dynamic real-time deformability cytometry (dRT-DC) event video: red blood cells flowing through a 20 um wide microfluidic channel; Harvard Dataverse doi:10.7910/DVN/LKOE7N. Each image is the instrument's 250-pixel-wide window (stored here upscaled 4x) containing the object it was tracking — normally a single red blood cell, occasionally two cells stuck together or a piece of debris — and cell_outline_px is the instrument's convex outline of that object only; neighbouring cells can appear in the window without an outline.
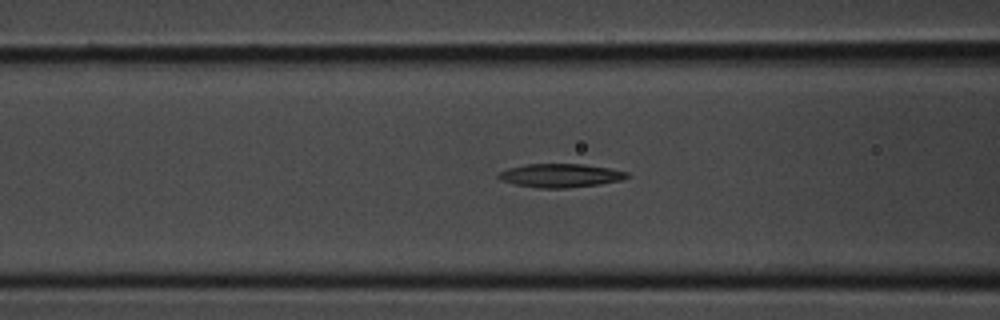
{"species": "common noctule bat (a hibernating species)", "species_latin": "Nyctalus noctula", "temperature_condition": "room temperature", "stored_images_in_passage": 28, "camera_frame_rate_fps": 3000, "um_per_image_px": 0.085, "animal": {"sex": "male", "body_mass_g": 20.1, "forearm_length_mm": 53.5}, "frame": {"image": 1, "passage_image": 5, "time_ms": 1.333, "image_size_px": [1000, 320], "cell_outline_px": [[632, 176], [620, 180], [600, 184], [568, 188], [540, 188], [516, 184], [500, 180], [496, 176], [500, 172], [508, 168], [524, 164], [584, 164], [608, 168], [628, 172]], "centroid_in_image_um": [47.64, 14.91], "position_along_channel_um": 119.0, "area_um2": 17.69}}
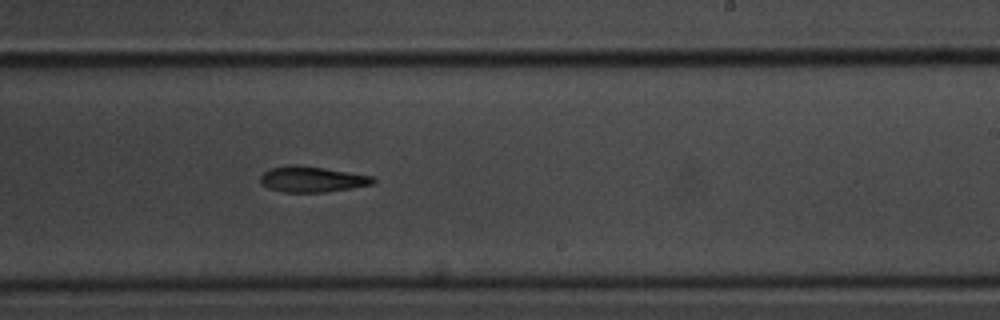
{"frame": {"image": 2, "passage_image": 13, "time_ms": 4.0, "image_size_px": [1000, 320], "cell_outline_px": [[376, 180], [372, 184], [324, 192], [284, 192], [268, 188], [260, 184], [260, 176], [264, 172], [272, 168], [288, 164], [296, 164], [324, 168], [372, 176]], "centroid_in_image_um": [26.46, 15.23], "position_along_channel_um": 262.5, "area_um2": 16.76}}
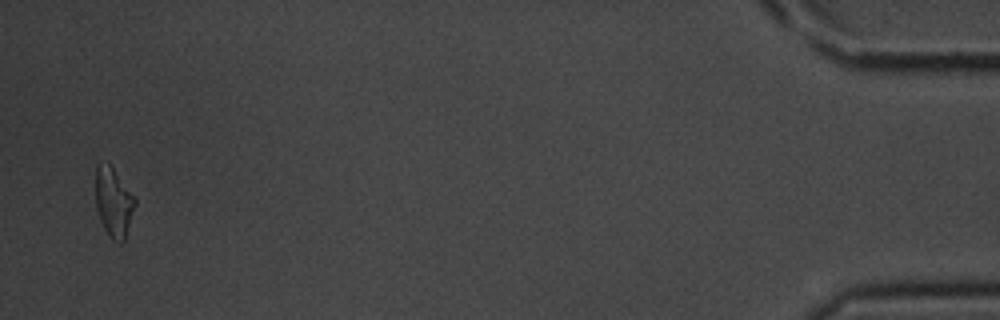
{"frame": {"image": 3, "passage_image": 27, "time_ms": 8.667, "image_size_px": [1000, 320], "cell_outline_px": [[136, 204], [124, 240], [120, 244], [112, 240], [104, 228], [100, 220], [96, 208], [96, 168], [108, 164], [112, 168], [136, 196]], "centroid_in_image_um": [9.68, 17.25], "position_along_channel_um": 425.5, "area_um2": 15.66}}